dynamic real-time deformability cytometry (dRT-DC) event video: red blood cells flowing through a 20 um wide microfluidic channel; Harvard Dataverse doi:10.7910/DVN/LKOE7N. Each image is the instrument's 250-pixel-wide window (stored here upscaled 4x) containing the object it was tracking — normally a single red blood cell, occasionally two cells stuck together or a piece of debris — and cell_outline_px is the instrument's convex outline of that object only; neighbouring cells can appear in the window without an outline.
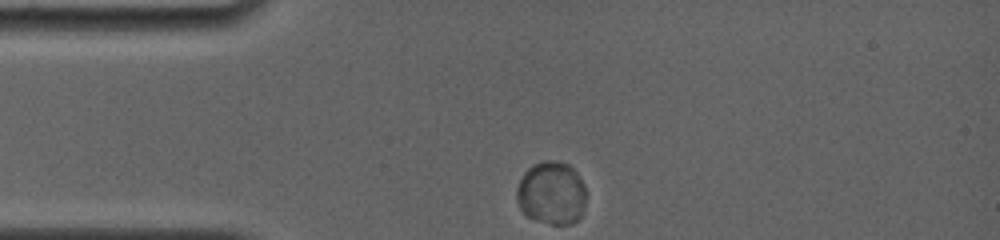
{"species": "common noctule bat (a hibernating species)", "species_latin": "Nyctalus noctula", "temperature_condition": "room temperature", "stored_images_in_passage": 49, "camera_frame_rate_fps": 4000, "um_per_image_px": 0.085, "animal": {"sex": "female", "body_mass_g": 19.0, "forearm_length_mm": 56.7}, "frame": {"image": 1, "passage_image": 1, "time_ms": 0.0, "image_size_px": [1000, 240], "cell_outline_px": [[584, 204], [580, 216], [572, 224], [552, 224], [536, 220], [528, 216], [520, 208], [516, 200], [516, 188], [524, 172], [532, 164], [544, 160], [552, 160], [568, 164], [576, 172], [584, 184]], "centroid_in_image_um": [46.85, 16.39], "position_along_channel_um": 38.2, "area_um2": 25.43}}
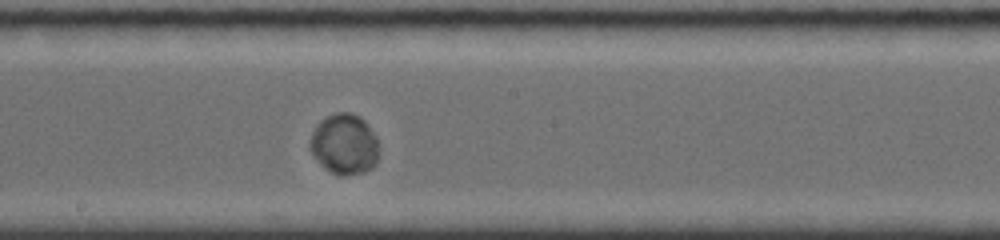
{"frame": {"image": 2, "passage_image": 21, "time_ms": 5.75, "image_size_px": [1000, 240], "cell_outline_px": [[380, 148], [376, 164], [372, 168], [364, 172], [332, 172], [324, 168], [308, 148], [308, 144], [312, 132], [316, 124], [320, 120], [336, 112], [352, 112], [360, 116], [368, 124]], "centroid_in_image_um": [29.26, 12.2], "position_along_channel_um": 218.9, "area_um2": 24.1}}
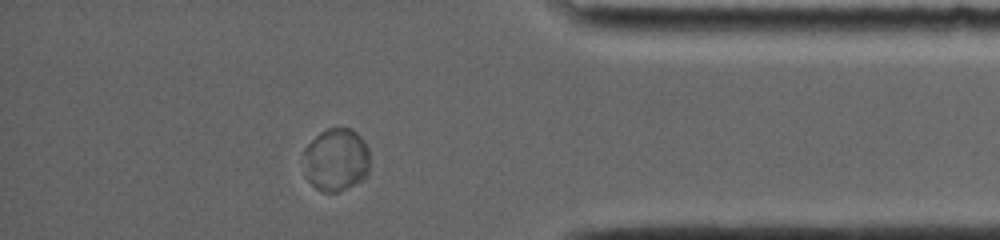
{"frame": {"image": 3, "passage_image": 41, "time_ms": 11.25, "image_size_px": [1000, 240], "cell_outline_px": [[368, 172], [364, 180], [336, 192], [324, 192], [316, 188], [308, 180], [304, 152], [304, 148], [320, 132], [328, 128], [352, 128], [364, 140], [368, 148]], "centroid_in_image_um": [28.6, 13.56], "position_along_channel_um": 406.6, "area_um2": 24.1}}